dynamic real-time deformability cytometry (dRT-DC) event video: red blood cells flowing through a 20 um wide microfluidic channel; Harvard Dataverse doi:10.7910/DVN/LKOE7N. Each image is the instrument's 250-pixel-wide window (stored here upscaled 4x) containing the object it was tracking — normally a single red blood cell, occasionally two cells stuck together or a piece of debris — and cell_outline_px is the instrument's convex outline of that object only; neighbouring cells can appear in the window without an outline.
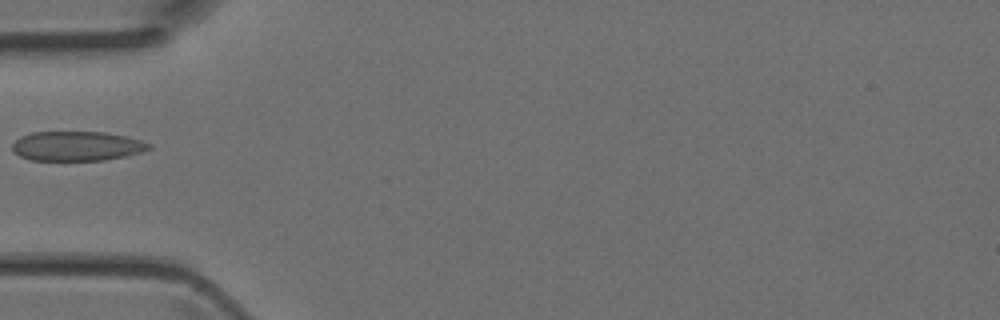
{"species": "Egyptian fruit bat (a non-hibernating species)", "species_latin": "Rousettus aegyptiacus", "temperature_condition": "room temperature", "stored_images_in_passage": 2, "camera_frame_rate_fps": 3000, "um_per_image_px": 0.085, "animal": {"sex": "female"}, "frame": {"image": 1, "passage_image": 2, "time_ms": 0.333, "image_size_px": [1000, 320], "cell_outline_px": [[152, 148], [140, 152], [124, 156], [104, 160], [32, 160], [20, 156], [12, 152], [12, 144], [20, 136], [32, 132], [104, 132], [124, 136], [140, 140], [152, 144]], "centroid_in_image_um": [6.5, 12.41], "position_along_channel_um": 78.5, "area_um2": 23.47}}